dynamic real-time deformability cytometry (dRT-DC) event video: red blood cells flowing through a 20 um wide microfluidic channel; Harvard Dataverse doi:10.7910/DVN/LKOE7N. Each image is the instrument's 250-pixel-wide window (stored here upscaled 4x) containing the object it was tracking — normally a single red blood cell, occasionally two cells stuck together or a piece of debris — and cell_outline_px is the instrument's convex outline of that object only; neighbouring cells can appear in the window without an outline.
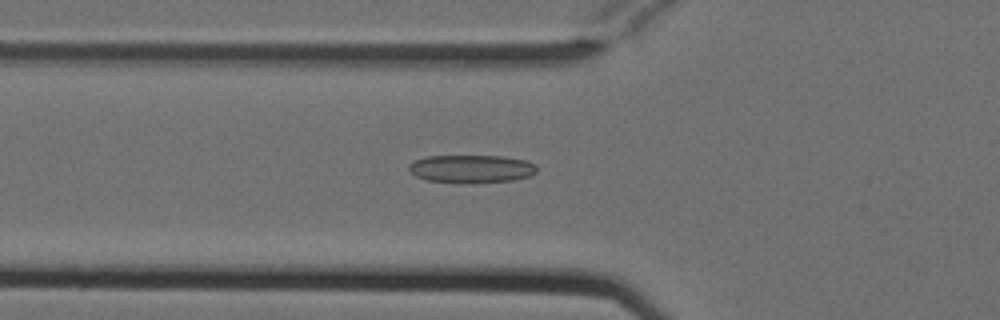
{"species": "Egyptian fruit bat (a non-hibernating species)", "species_latin": "Rousettus aegyptiacus", "temperature_condition": "cold", "stored_images_in_passage": 36, "camera_frame_rate_fps": 3000, "um_per_image_px": 0.085, "animal": {"sex": "female"}, "frame": {"image": 1, "passage_image": 7, "time_ms": 2.0, "image_size_px": [1000, 320], "cell_outline_px": [[536, 172], [528, 176], [512, 180], [472, 184], [460, 184], [428, 180], [416, 176], [408, 168], [408, 164], [416, 160], [428, 156], [504, 156], [524, 160], [536, 164]], "centroid_in_image_um": [40.06, 14.36], "position_along_channel_um": 85.7, "area_um2": 21.04}}
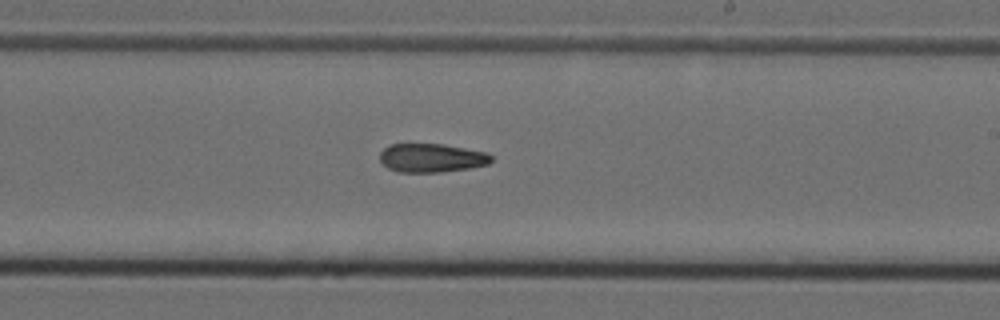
{"frame": {"image": 2, "passage_image": 20, "time_ms": 6.333, "image_size_px": [1000, 320], "cell_outline_px": [[492, 160], [488, 164], [468, 168], [440, 172], [396, 172], [388, 168], [380, 160], [380, 152], [388, 144], [444, 144], [488, 152], [492, 156]], "centroid_in_image_um": [36.68, 13.41], "position_along_channel_um": 252.3, "area_um2": 18.73}}
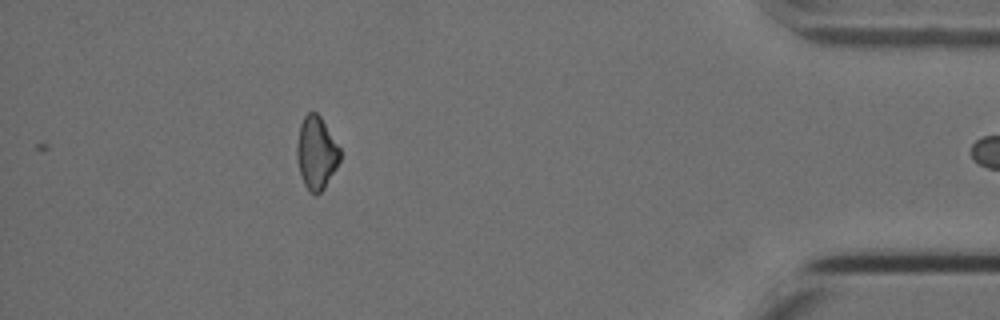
{"frame": {"image": 3, "passage_image": 36, "time_ms": 11.667, "image_size_px": [1000, 320], "cell_outline_px": [[340, 160], [336, 168], [324, 188], [316, 196], [308, 192], [304, 184], [300, 172], [296, 156], [296, 144], [300, 124], [304, 116], [308, 112], [316, 112], [320, 116], [340, 148]], "centroid_in_image_um": [26.87, 13.01], "position_along_channel_um": 408.3, "area_um2": 18.32}, "authors_computed_cell_mechanics": {"area_um2": 19.2474, "velocity_mm_per_s": 3.8423, "shape_relaxation_time_tau1_ms": null, "shape_relaxation_time_tau2_ms": 8.7981, "deformation_change_tau1": null, "deformation_change_tau2": 0.1904}}